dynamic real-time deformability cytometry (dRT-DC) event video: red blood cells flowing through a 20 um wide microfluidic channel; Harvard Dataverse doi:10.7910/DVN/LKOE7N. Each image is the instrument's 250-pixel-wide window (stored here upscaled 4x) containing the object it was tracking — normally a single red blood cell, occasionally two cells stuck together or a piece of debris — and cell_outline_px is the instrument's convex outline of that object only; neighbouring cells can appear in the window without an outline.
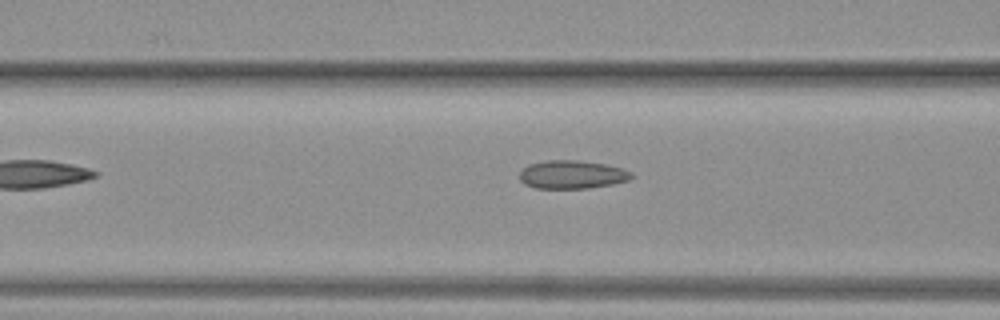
{"species": "common noctule bat (a hibernating species)", "species_latin": "Nyctalus noctula", "temperature_condition": "warm", "stored_images_in_passage": 12, "camera_frame_rate_fps": 3000, "um_per_image_px": 0.085, "animal": {"sex": "female", "body_mass_g": 19.3, "forearm_length_mm": 54.1}, "frame": {"image": 1, "passage_image": 7, "time_ms": 2.0, "image_size_px": [1000, 320], "cell_outline_px": [[632, 176], [628, 180], [612, 184], [588, 188], [536, 188], [524, 184], [520, 180], [520, 172], [528, 164], [548, 160], [580, 160], [604, 164], [624, 168], [632, 172]], "centroid_in_image_um": [48.62, 14.83], "position_along_channel_um": 118.0, "area_um2": 18.44}}
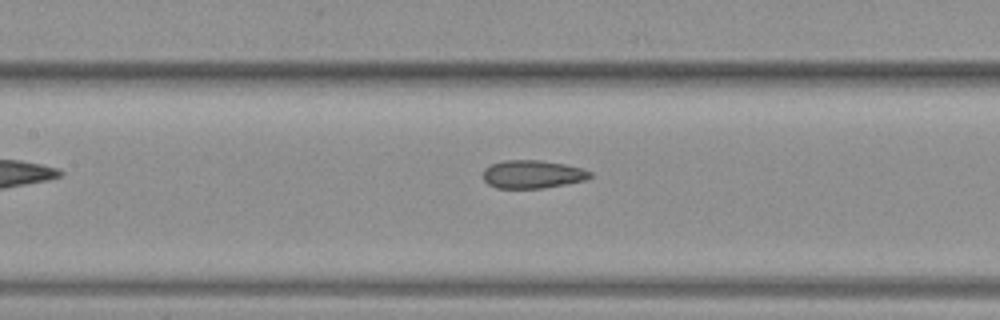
{"frame": {"image": 2, "passage_image": 10, "time_ms": 3.0, "image_size_px": [1000, 320], "cell_outline_px": [[592, 176], [584, 180], [544, 188], [496, 188], [488, 184], [484, 180], [484, 168], [492, 164], [504, 160], [540, 160], [564, 164], [584, 168], [592, 172]], "centroid_in_image_um": [45.27, 14.81], "position_along_channel_um": 162.1, "area_um2": 17.51}}